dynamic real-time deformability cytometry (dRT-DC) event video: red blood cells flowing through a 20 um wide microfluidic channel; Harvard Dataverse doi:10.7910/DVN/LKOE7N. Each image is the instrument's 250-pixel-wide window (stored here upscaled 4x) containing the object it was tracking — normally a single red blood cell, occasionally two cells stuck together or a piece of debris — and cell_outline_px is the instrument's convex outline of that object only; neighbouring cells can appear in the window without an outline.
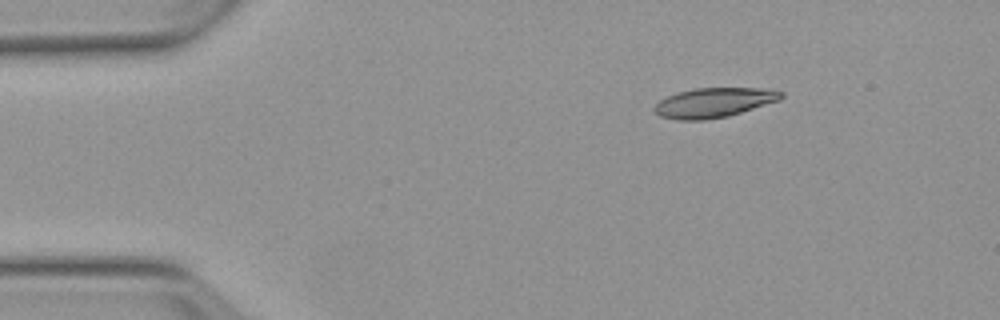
{"species": "Egyptian fruit bat (a non-hibernating species)", "species_latin": "Rousettus aegyptiacus", "temperature_condition": "warm", "stored_images_in_passage": 3, "camera_frame_rate_fps": 3000, "um_per_image_px": 0.085, "animal": {"sex": "female"}, "frame": {"image": 1, "passage_image": 1, "time_ms": 0.0, "image_size_px": [1000, 320], "cell_outline_px": [[784, 96], [780, 100], [728, 116], [704, 120], [676, 120], [660, 116], [652, 108], [660, 100], [668, 96], [680, 92], [696, 88], [760, 88], [784, 92]], "centroid_in_image_um": [60.68, 8.73], "position_along_channel_um": 24.3, "area_um2": 21.73}}